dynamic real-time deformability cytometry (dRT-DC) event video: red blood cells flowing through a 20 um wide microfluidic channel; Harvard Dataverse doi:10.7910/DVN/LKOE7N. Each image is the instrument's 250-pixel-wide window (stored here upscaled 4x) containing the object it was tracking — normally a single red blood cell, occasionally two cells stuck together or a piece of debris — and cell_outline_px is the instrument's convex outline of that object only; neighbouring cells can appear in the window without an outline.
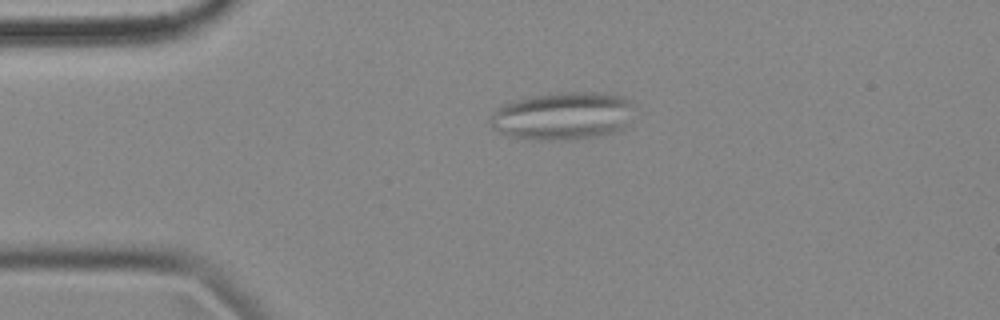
{"species": "common noctule bat (a hibernating species)", "species_latin": "Nyctalus noctula", "temperature_condition": "cold", "stored_images_in_passage": 2, "camera_frame_rate_fps": 3000, "um_per_image_px": 0.085, "animal": {"sex": "female", "body_mass_g": 18.4}, "frame": {"image": 1, "passage_image": 1, "time_ms": 0.0, "image_size_px": [1000, 320], "cell_outline_px": [[632, 104], [624, 128], [616, 132], [600, 136], [576, 140], [540, 140], [508, 136], [492, 128], [488, 124], [488, 120], [496, 108], [504, 104], [528, 96], [560, 92], [596, 92], [624, 96]], "centroid_in_image_um": [47.78, 9.86], "position_along_channel_um": 37.2, "area_um2": 40.34}}